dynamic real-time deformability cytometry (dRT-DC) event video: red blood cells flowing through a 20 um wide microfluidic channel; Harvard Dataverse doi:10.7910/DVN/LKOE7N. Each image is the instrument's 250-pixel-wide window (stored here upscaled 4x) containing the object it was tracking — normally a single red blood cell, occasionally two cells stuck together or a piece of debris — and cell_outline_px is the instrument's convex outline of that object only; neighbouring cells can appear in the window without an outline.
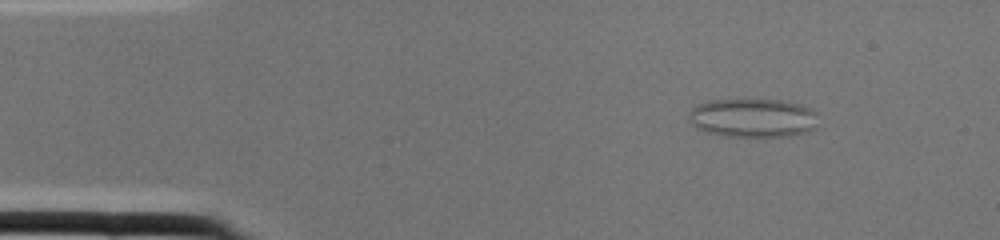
{"species": "common noctule bat (a hibernating species)", "species_latin": "Nyctalus noctula", "temperature_condition": "cold", "stored_images_in_passage": 1, "camera_frame_rate_fps": 3000, "um_per_image_px": 0.085, "animal": {"sex": "female", "body_mass_g": 22.0, "forearm_length_mm": 56.7}, "frame": {"image": 1, "passage_image": 1, "time_ms": 0.0, "image_size_px": [1000, 240], "cell_outline_px": [[816, 128], [808, 132], [788, 136], [724, 136], [708, 132], [696, 128], [688, 120], [688, 112], [696, 104], [708, 100], [780, 100], [800, 104], [816, 112]], "centroid_in_image_um": [63.96, 10.02], "position_along_channel_um": 21.0, "area_um2": 29.36}}